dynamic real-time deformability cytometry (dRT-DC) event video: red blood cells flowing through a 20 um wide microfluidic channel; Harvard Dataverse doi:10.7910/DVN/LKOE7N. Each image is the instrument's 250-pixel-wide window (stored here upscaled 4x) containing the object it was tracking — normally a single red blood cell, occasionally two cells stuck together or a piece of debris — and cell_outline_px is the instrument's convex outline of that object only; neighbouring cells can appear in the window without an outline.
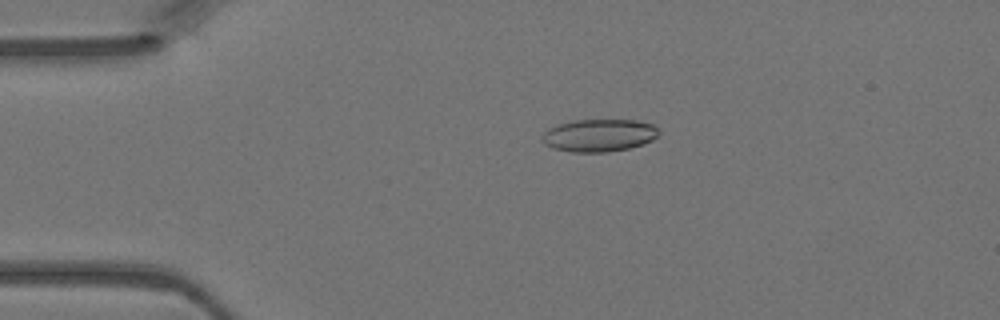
{"species": "Egyptian fruit bat (a non-hibernating species)", "species_latin": "Rousettus aegyptiacus", "temperature_condition": "warm", "stored_images_in_passage": 47, "camera_frame_rate_fps": 3000, "um_per_image_px": 0.085, "animal": {"sex": "female"}, "frame": {"image": 1, "passage_image": 10, "time_ms": 3.0, "image_size_px": [1000, 320], "cell_outline_px": [[660, 132], [652, 140], [644, 144], [628, 148], [608, 152], [572, 152], [552, 148], [544, 144], [540, 140], [540, 136], [548, 128], [556, 124], [576, 120], [636, 120], [652, 124]], "centroid_in_image_um": [50.87, 11.51], "position_along_channel_um": 34.1, "area_um2": 22.31}}
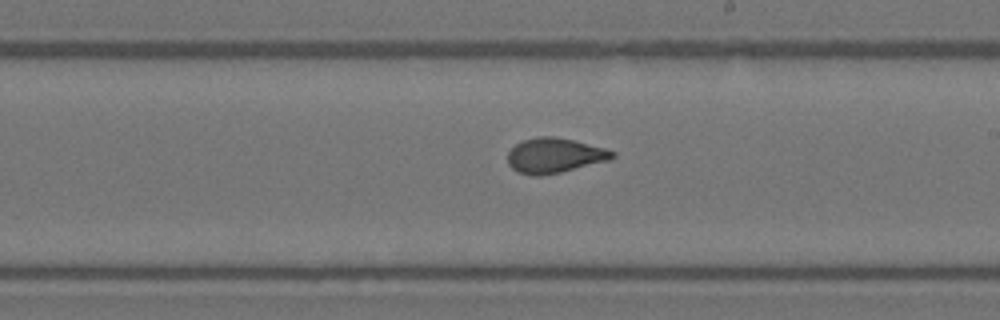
{"frame": {"image": 2, "passage_image": 27, "time_ms": 8.667, "image_size_px": [1000, 320], "cell_outline_px": [[616, 156], [608, 160], [560, 172], [540, 176], [532, 176], [516, 172], [508, 164], [508, 152], [516, 144], [524, 140], [536, 136], [552, 136], [576, 140], [604, 148], [616, 152]], "centroid_in_image_um": [47.12, 13.21], "position_along_channel_um": 241.9, "area_um2": 21.33}}
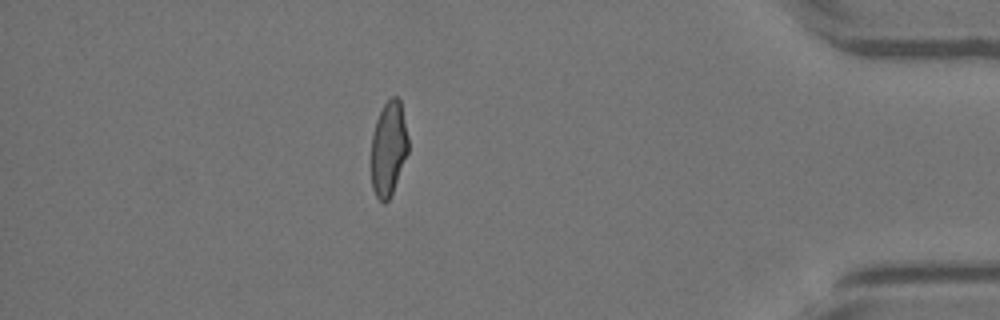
{"frame": {"image": 3, "passage_image": 41, "time_ms": 13.333, "image_size_px": [1000, 320], "cell_outline_px": [[408, 152], [392, 192], [388, 200], [384, 204], [376, 196], [372, 188], [372, 136], [376, 120], [384, 104], [392, 96], [396, 96], [400, 100], [408, 136]], "centroid_in_image_um": [33.03, 12.61], "position_along_channel_um": 402.2, "area_um2": 20.11}}